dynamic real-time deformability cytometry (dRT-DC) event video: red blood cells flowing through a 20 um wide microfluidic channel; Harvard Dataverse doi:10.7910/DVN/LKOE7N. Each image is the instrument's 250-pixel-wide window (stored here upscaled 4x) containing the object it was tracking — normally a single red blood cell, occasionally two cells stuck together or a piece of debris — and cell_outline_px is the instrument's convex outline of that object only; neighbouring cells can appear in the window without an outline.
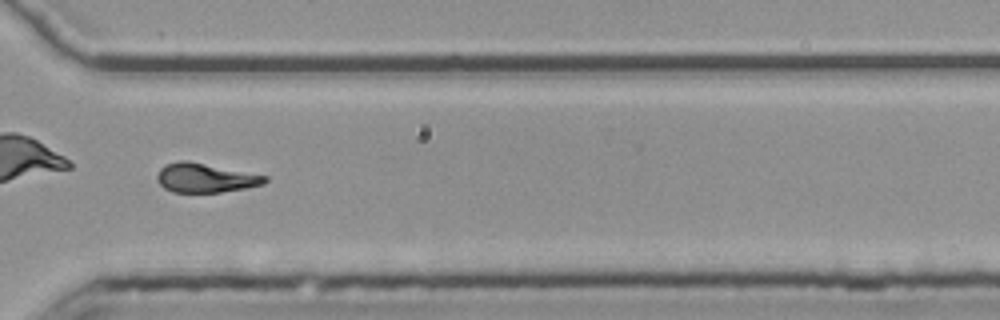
{"species": "common noctule bat (a hibernating species)", "species_latin": "Nyctalus noctula", "temperature_condition": "room temperature", "stored_images_in_passage": 33, "camera_frame_rate_fps": 3000, "um_per_image_px": 0.085, "animal": {"sex": "female", "body_mass_g": 25.1}, "frame": {"image": 1, "passage_image": 24, "time_ms": 7.667, "image_size_px": [1000, 320], "cell_outline_px": [[268, 180], [264, 184], [244, 188], [220, 192], [172, 192], [164, 188], [156, 180], [156, 176], [160, 168], [168, 164], [180, 160], [188, 160], [268, 176]], "centroid_in_image_um": [17.44, 15.11], "position_along_channel_um": 353.2, "area_um2": 18.32}, "authors_computed_cell_mechanics": {"area_um2": 18.496, "velocity_mm_per_s": 3.8072, "shape_relaxation_time_tau1_ms": 9.6872, "shape_relaxation_time_tau2_ms": 1.4468, "deformation_change_tau1": 0.2399, "deformation_change_tau2": 0.092}}